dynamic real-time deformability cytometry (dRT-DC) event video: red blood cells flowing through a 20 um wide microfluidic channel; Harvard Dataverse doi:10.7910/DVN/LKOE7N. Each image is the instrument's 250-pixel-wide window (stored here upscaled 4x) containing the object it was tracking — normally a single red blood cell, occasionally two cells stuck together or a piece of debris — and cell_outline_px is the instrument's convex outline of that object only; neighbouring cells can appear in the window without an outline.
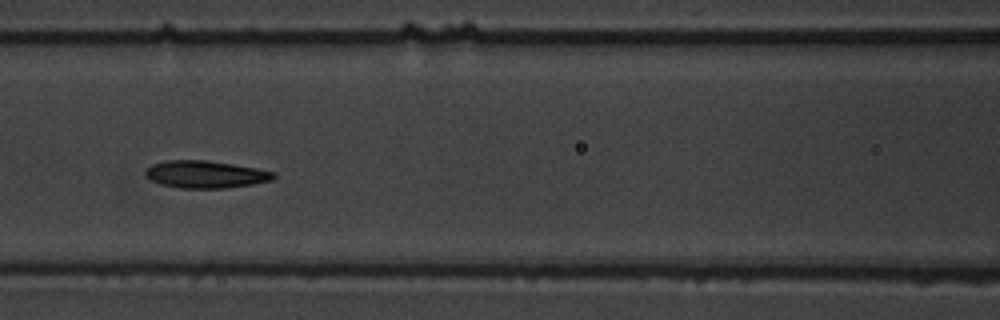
{"species": "common noctule bat (a hibernating species)", "species_latin": "Nyctalus noctula", "temperature_condition": "warm", "stored_images_in_passage": 15, "camera_frame_rate_fps": 3000, "um_per_image_px": 0.085, "animal": {"sex": "male", "body_mass_g": 19.5, "forearm_length_mm": 54.6}, "frame": {"image": 1, "passage_image": 7, "time_ms": 8.0, "image_size_px": [1000, 320], "cell_outline_px": [[276, 176], [272, 180], [252, 184], [224, 188], [180, 188], [160, 184], [152, 180], [144, 172], [152, 164], [168, 160], [208, 160], [256, 168], [276, 172]], "centroid_in_image_um": [17.49, 14.82], "position_along_channel_um": 149.1, "area_um2": 20.29}}
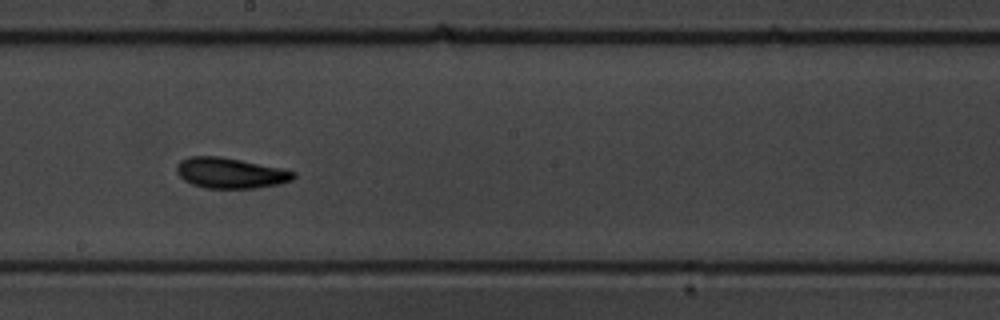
{"frame": {"image": 2, "passage_image": 9, "time_ms": 10.333, "image_size_px": [1000, 320], "cell_outline_px": [[296, 176], [292, 180], [280, 184], [256, 188], [204, 188], [192, 184], [184, 180], [176, 172], [176, 164], [180, 160], [188, 156], [220, 156], [280, 168], [296, 172]], "centroid_in_image_um": [19.56, 14.71], "position_along_channel_um": 228.6, "area_um2": 20.87}}
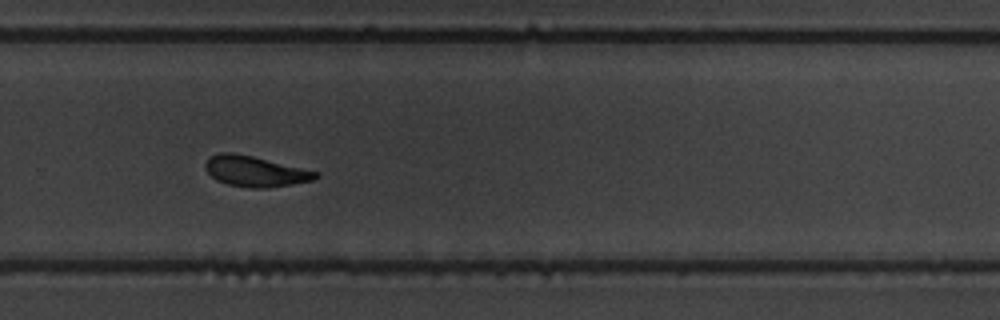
{"frame": {"image": 3, "passage_image": 11, "time_ms": 12.667, "image_size_px": [1000, 320], "cell_outline_px": [[320, 176], [312, 180], [292, 184], [268, 188], [248, 188], [228, 184], [216, 180], [204, 168], [204, 164], [208, 156], [220, 152], [232, 152], [252, 156], [320, 172]], "centroid_in_image_um": [21.66, 14.56], "position_along_channel_um": 308.1, "area_um2": 19.77}, "authors_computed_cell_mechanics": {"area_um2": 20.2878, "velocity_mm_per_s": 3.4189, "shape_relaxation_time_tau1_ms": 2.5301, "shape_relaxation_time_tau2_ms": 2.7046, "deformation_change_tau1": 0.1122, "deformation_change_tau2": 0.0937}}